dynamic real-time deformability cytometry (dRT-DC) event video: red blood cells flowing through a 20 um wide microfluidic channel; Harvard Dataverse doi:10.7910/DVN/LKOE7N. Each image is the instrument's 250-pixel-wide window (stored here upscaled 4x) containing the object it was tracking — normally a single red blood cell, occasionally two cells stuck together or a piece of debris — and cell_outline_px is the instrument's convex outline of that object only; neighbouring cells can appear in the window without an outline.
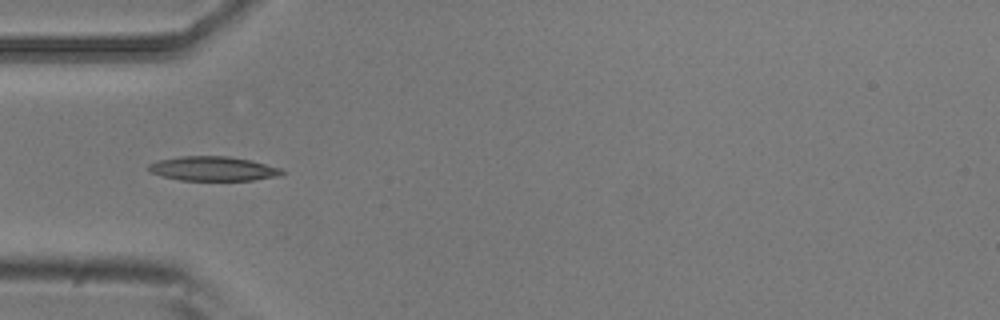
{"species": "common noctule bat (a hibernating species)", "species_latin": "Nyctalus noctula", "temperature_condition": "room temperature", "stored_images_in_passage": 6, "camera_frame_rate_fps": 3000, "um_per_image_px": 0.085, "animal": {"sex": "male", "body_mass_g": 20.5, "forearm_length_mm": 52.5}, "frame": {"image": 1, "passage_image": 6, "time_ms": 1.667, "image_size_px": [1000, 320], "cell_outline_px": [[284, 172], [280, 176], [252, 180], [180, 180], [148, 172], [148, 164], [160, 160], [180, 156], [228, 156], [252, 160], [280, 168]], "centroid_in_image_um": [18.11, 14.33], "position_along_channel_um": 66.9, "area_um2": 18.9}}